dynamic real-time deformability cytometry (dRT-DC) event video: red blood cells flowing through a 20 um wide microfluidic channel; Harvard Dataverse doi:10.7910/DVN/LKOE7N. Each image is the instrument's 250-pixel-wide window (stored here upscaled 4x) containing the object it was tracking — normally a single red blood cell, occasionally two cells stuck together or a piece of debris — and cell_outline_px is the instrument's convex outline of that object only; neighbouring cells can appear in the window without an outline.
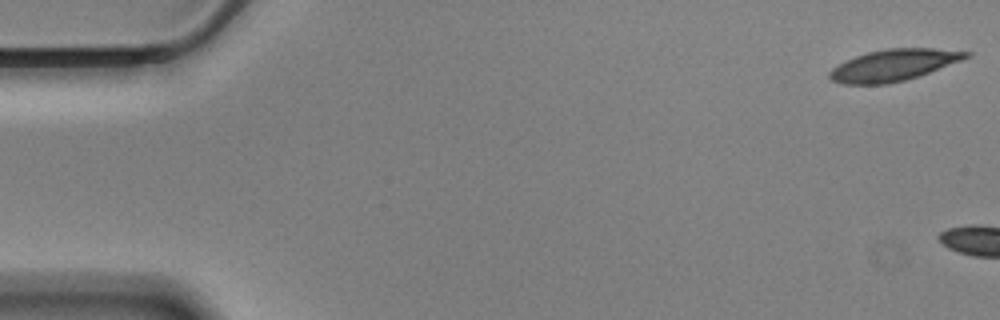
{"species": "Egyptian fruit bat (a non-hibernating species)", "species_latin": "Rousettus aegyptiacus", "temperature_condition": "cold", "stored_images_in_passage": 5, "camera_frame_rate_fps": 3000, "um_per_image_px": 0.085, "animal": {"sex": "male"}, "frame": {"image": 1, "passage_image": 1, "time_ms": 0.0, "image_size_px": [1000, 320], "cell_outline_px": [[972, 56], [928, 72], [904, 80], [888, 84], [844, 84], [832, 80], [828, 76], [828, 72], [832, 68], [856, 56], [868, 52], [888, 48], [936, 48], [972, 52]], "centroid_in_image_um": [75.96, 5.53], "position_along_channel_um": 9.0, "area_um2": 24.74}}